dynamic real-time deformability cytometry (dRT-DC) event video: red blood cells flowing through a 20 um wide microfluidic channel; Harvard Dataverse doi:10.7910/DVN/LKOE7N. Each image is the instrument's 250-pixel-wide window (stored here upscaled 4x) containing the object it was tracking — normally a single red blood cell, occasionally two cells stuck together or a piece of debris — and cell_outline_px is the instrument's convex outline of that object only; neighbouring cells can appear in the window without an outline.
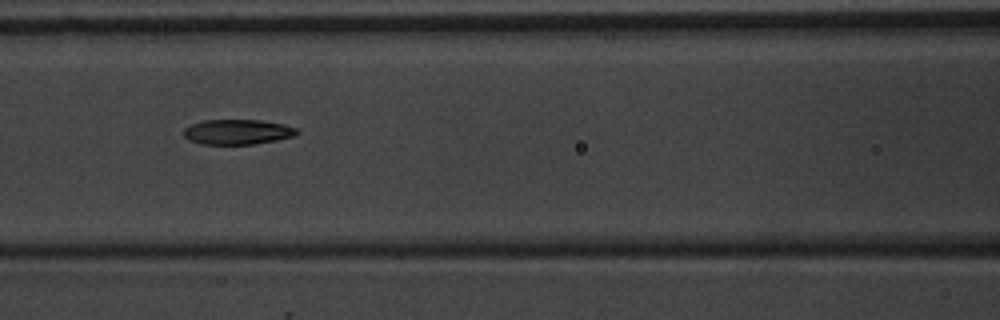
{"species": "common noctule bat (a hibernating species)", "species_latin": "Nyctalus noctula", "temperature_condition": "warm", "stored_images_in_passage": 8, "camera_frame_rate_fps": 3000, "um_per_image_px": 0.085, "animal": {"sex": "male", "body_mass_g": 20.1, "forearm_length_mm": 53.5}, "frame": {"image": 1, "passage_image": 6, "time_ms": 6.667, "image_size_px": [1000, 320], "cell_outline_px": [[300, 132], [296, 136], [276, 140], [252, 144], [200, 144], [188, 140], [184, 136], [184, 128], [192, 124], [204, 120], [260, 120], [284, 124], [296, 128]], "centroid_in_image_um": [20.2, 11.21], "position_along_channel_um": 146.4, "area_um2": 16.59}}
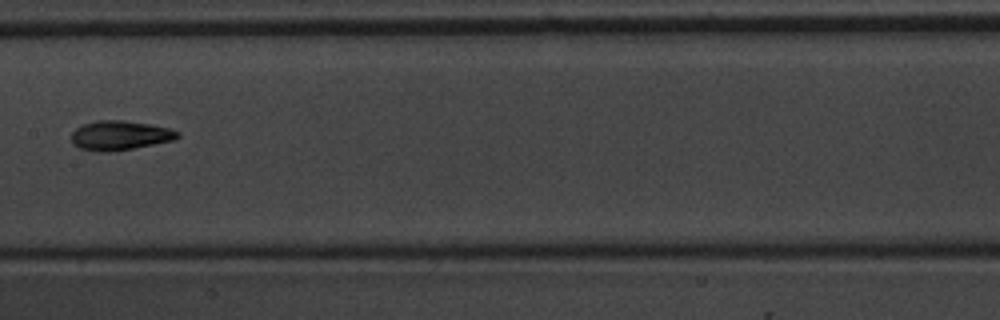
{"frame": {"image": 2, "passage_image": 7, "time_ms": 8.0, "image_size_px": [1000, 320], "cell_outline_px": [[180, 136], [176, 140], [132, 148], [108, 152], [100, 152], [80, 148], [72, 144], [72, 132], [76, 128], [84, 124], [96, 120], [124, 120], [152, 124], [168, 128], [180, 132]], "centroid_in_image_um": [10.21, 11.5], "position_along_channel_um": 197.2, "area_um2": 18.26}}
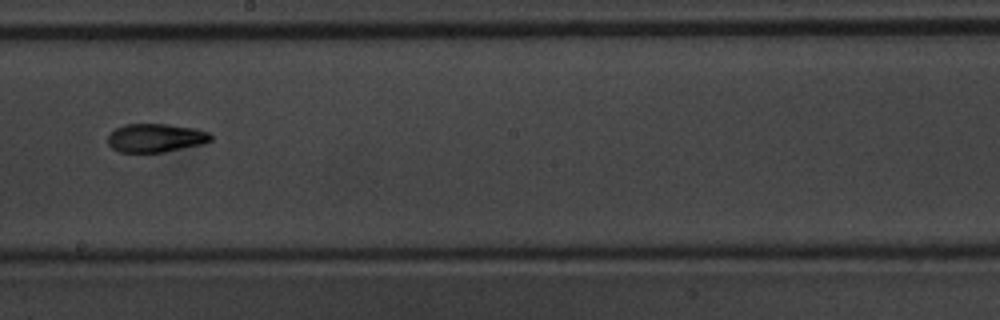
{"frame": {"image": 3, "passage_image": 8, "time_ms": 9.0, "image_size_px": [1000, 320], "cell_outline_px": [[212, 140], [204, 144], [164, 152], [120, 152], [112, 148], [108, 144], [108, 136], [116, 128], [124, 124], [168, 124], [192, 128], [208, 132], [212, 136]], "centroid_in_image_um": [13.24, 11.72], "position_along_channel_um": 235.0, "area_um2": 17.11}}